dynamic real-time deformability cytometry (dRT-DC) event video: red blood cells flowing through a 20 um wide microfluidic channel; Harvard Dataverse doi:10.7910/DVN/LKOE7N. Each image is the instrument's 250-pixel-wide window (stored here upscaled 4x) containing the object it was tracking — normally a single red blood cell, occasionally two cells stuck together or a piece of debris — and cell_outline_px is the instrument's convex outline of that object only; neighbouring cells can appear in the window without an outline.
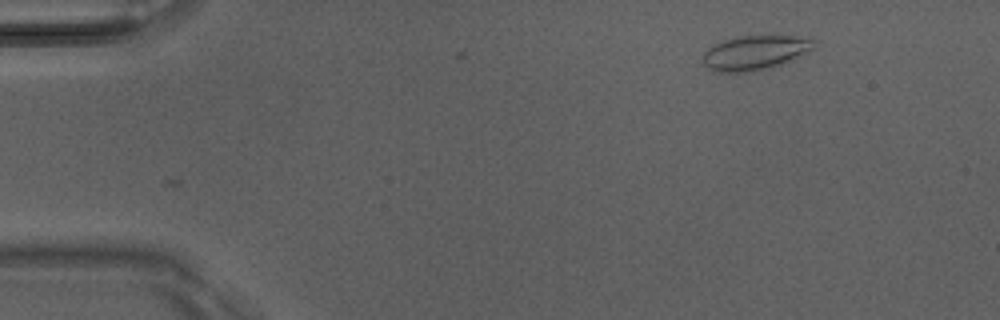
{"species": "Egyptian fruit bat (a non-hibernating species)", "species_latin": "Rousettus aegyptiacus", "temperature_condition": "room temperature", "stored_images_in_passage": 7, "camera_frame_rate_fps": 3000, "um_per_image_px": 0.085, "animal": {"sex": "male"}, "frame": {"image": 1, "passage_image": 1, "time_ms": 0.0, "image_size_px": [1000, 320], "cell_outline_px": [[816, 44], [812, 48], [800, 56], [792, 60], [768, 68], [752, 72], [716, 72], [708, 68], [704, 64], [704, 52], [712, 44], [736, 36], [812, 36], [816, 40]], "centroid_in_image_um": [64.2, 4.46], "position_along_channel_um": 20.8, "area_um2": 22.48}}